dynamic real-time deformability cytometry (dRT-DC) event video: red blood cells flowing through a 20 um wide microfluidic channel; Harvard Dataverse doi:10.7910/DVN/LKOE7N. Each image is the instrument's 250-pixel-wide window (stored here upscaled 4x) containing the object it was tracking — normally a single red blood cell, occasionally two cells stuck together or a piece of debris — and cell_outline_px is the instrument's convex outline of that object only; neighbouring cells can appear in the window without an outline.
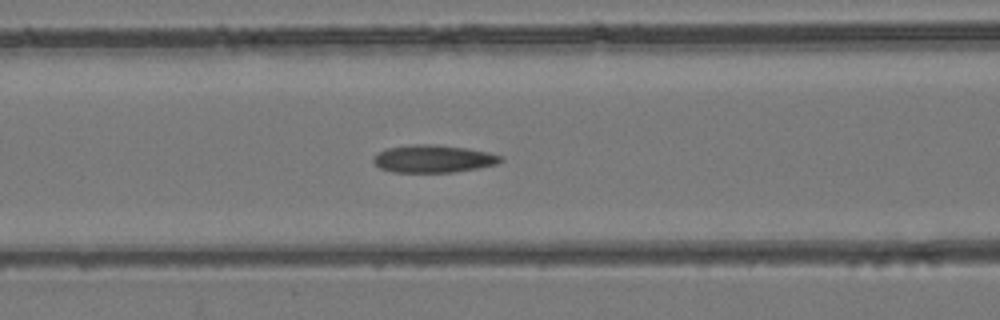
{"species": "common noctule bat (a hibernating species)", "species_latin": "Nyctalus noctula", "temperature_condition": "room temperature", "stored_images_in_passage": 47, "camera_frame_rate_fps": 3000, "um_per_image_px": 0.085, "animal": {"sex": "female", "body_mass_g": 24.6, "forearm_length_mm": 56.2}, "frame": {"image": 1, "passage_image": 19, "time_ms": 6.0, "image_size_px": [1000, 320], "cell_outline_px": [[504, 160], [496, 164], [476, 168], [452, 172], [396, 172], [380, 168], [372, 160], [372, 156], [376, 152], [388, 148], [416, 144], [436, 144], [464, 148], [488, 152], [504, 156]], "centroid_in_image_um": [36.82, 13.49], "position_along_channel_um": 129.8, "area_um2": 20.4}}
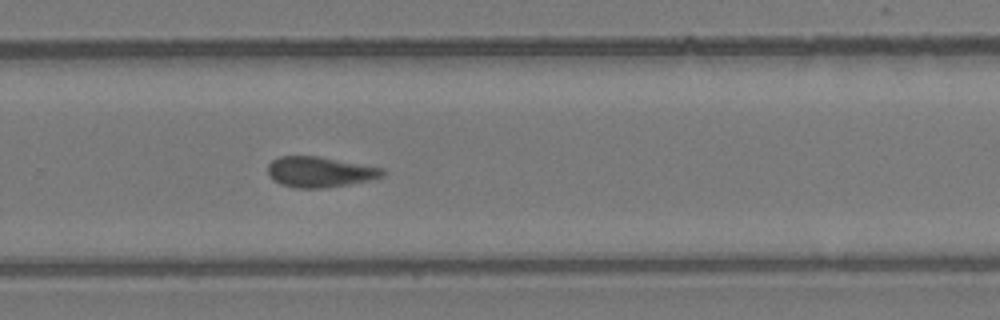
{"frame": {"image": 2, "passage_image": 31, "time_ms": 10.0, "image_size_px": [1000, 320], "cell_outline_px": [[388, 172], [384, 176], [368, 180], [328, 188], [296, 188], [280, 184], [272, 180], [268, 172], [268, 164], [272, 160], [280, 156], [316, 156], [384, 168]], "centroid_in_image_um": [27.18, 14.62], "position_along_channel_um": 302.6, "area_um2": 20.46}}
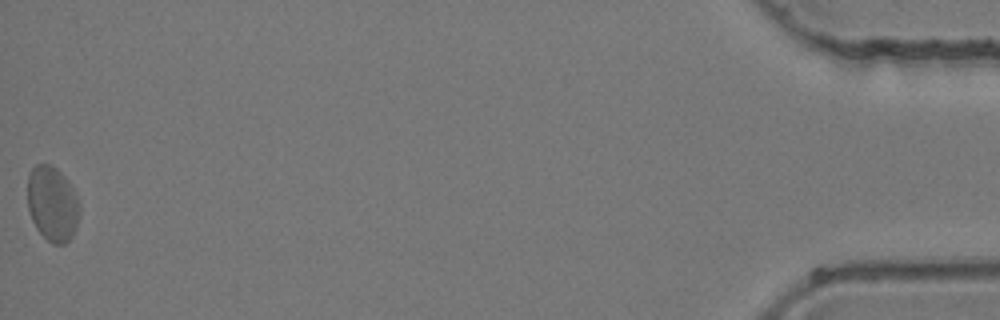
{"frame": {"image": 3, "passage_image": 47, "time_ms": 15.333, "image_size_px": [1000, 320], "cell_outline_px": [[80, 216], [76, 228], [72, 236], [64, 244], [52, 244], [36, 228], [32, 220], [28, 208], [28, 176], [32, 168], [36, 164], [48, 164], [56, 168], [68, 180], [80, 204]], "centroid_in_image_um": [4.47, 17.33], "position_along_channel_um": 430.7, "area_um2": 22.77}}